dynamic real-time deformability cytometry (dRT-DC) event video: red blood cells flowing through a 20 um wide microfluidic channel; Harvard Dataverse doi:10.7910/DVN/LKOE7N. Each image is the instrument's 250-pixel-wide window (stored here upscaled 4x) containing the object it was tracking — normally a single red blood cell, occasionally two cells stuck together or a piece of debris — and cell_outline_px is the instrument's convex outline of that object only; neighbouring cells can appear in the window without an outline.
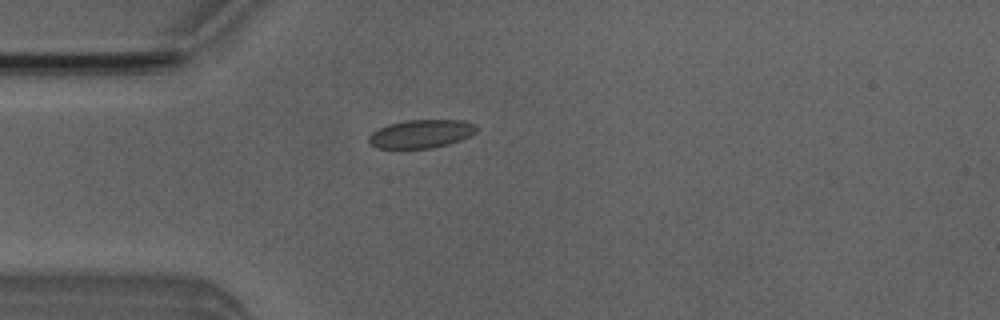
{"species": "Egyptian fruit bat (a non-hibernating species)", "species_latin": "Rousettus aegyptiacus", "temperature_condition": "room temperature", "stored_images_in_passage": 5, "camera_frame_rate_fps": 3000, "um_per_image_px": 0.085, "animal": {"sex": "male"}, "frame": {"image": 1, "passage_image": 5, "time_ms": 4.333, "image_size_px": [1000, 320], "cell_outline_px": [[476, 132], [460, 140], [448, 144], [432, 148], [376, 148], [368, 144], [368, 136], [372, 132], [388, 124], [404, 120], [464, 120], [476, 124]], "centroid_in_image_um": [35.77, 11.37], "position_along_channel_um": 49.2, "area_um2": 17.86}}